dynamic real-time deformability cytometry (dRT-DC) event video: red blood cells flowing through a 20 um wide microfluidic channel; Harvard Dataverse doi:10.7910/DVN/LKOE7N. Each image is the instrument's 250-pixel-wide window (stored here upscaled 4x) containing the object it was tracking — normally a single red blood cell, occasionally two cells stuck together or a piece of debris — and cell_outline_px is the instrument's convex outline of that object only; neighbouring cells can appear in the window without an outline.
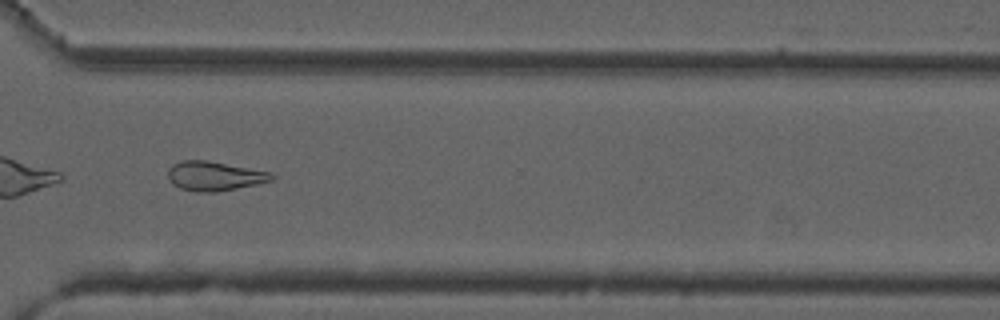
{"species": "common noctule bat (a hibernating species)", "species_latin": "Nyctalus noctula", "temperature_condition": "cold", "stored_images_in_passage": 37, "camera_frame_rate_fps": 3000, "um_per_image_px": 0.085, "animal": {"sex": "male", "forearm_length_mm": 52.5}, "frame": {"image": 1, "passage_image": 27, "time_ms": 8.667, "image_size_px": [1000, 320], "cell_outline_px": [[276, 176], [272, 180], [256, 184], [216, 192], [196, 192], [180, 188], [172, 184], [168, 176], [168, 168], [172, 164], [184, 160], [208, 160], [272, 172]], "centroid_in_image_um": [18.23, 14.95], "position_along_channel_um": 352.4, "area_um2": 17.8}}